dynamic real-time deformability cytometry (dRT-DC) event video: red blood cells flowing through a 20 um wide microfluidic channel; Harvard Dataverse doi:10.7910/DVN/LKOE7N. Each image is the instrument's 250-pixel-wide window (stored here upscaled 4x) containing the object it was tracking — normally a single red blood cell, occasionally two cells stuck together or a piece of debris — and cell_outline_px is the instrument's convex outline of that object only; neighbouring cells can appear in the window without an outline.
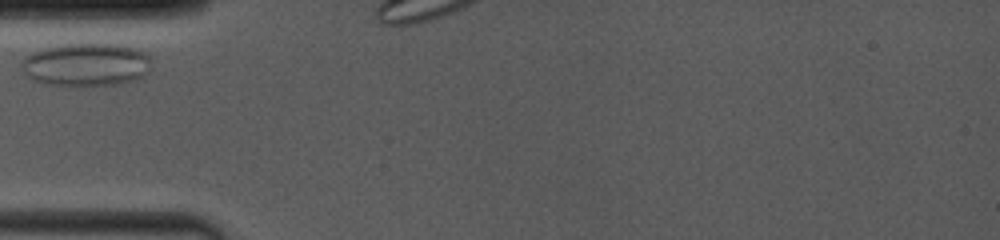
{"species": "common noctule bat (a hibernating species)", "species_latin": "Nyctalus noctula", "temperature_condition": "room temperature", "stored_images_in_passage": 9, "camera_frame_rate_fps": 4000, "um_per_image_px": 0.085, "animal": {"sex": "female", "body_mass_g": 19.0, "forearm_length_mm": 53.3}, "frame": {"image": 1, "passage_image": 1, "time_ms": 0.0, "image_size_px": [1000, 240], "cell_outline_px": [[152, 68], [148, 72], [132, 80], [116, 84], [76, 88], [44, 84], [32, 80], [20, 68], [20, 64], [32, 52], [44, 48], [64, 44], [116, 44], [136, 48], [144, 52], [152, 60]], "centroid_in_image_um": [7.32, 5.52], "position_along_channel_um": 77.7, "area_um2": 33.23}}
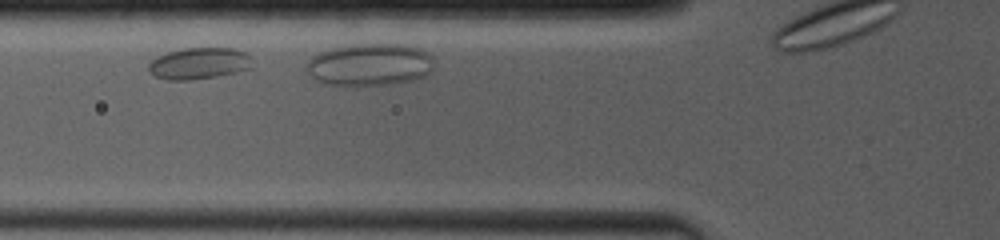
{"frame": {"image": 2, "passage_image": 2, "time_ms": 0.5, "image_size_px": [1000, 240], "cell_outline_px": [[252, 68], [236, 72], [216, 76], [188, 80], [168, 80], [156, 76], [148, 72], [148, 64], [156, 56], [168, 52], [184, 48], [236, 48], [244, 52], [248, 56]], "centroid_in_image_um": [16.88, 5.38], "position_along_channel_um": 108.9, "area_um2": 18.96}}